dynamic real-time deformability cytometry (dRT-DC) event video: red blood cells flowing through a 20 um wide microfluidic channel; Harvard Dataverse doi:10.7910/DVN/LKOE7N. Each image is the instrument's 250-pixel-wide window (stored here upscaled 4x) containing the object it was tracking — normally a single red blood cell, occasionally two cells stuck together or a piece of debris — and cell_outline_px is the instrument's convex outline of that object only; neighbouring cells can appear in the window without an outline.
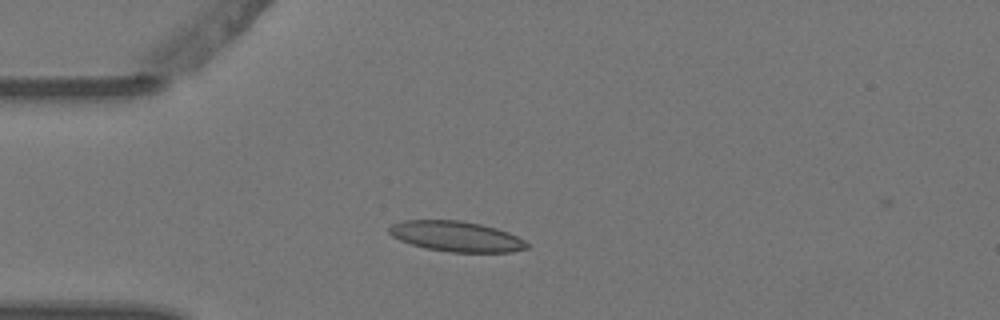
{"species": "Egyptian fruit bat (a non-hibernating species)", "species_latin": "Rousettus aegyptiacus", "temperature_condition": "warm", "stored_images_in_passage": 4, "camera_frame_rate_fps": 3000, "um_per_image_px": 0.085, "animal": {"sex": "female"}, "frame": {"image": 1, "passage_image": 3, "time_ms": 0.667, "image_size_px": [1000, 320], "cell_outline_px": [[528, 248], [512, 252], [448, 252], [424, 248], [400, 240], [392, 236], [388, 232], [388, 228], [392, 224], [404, 220], [460, 220], [480, 224], [496, 228], [508, 232], [524, 240], [528, 244]], "centroid_in_image_um": [38.77, 20.09], "position_along_channel_um": 46.2, "area_um2": 24.39}}